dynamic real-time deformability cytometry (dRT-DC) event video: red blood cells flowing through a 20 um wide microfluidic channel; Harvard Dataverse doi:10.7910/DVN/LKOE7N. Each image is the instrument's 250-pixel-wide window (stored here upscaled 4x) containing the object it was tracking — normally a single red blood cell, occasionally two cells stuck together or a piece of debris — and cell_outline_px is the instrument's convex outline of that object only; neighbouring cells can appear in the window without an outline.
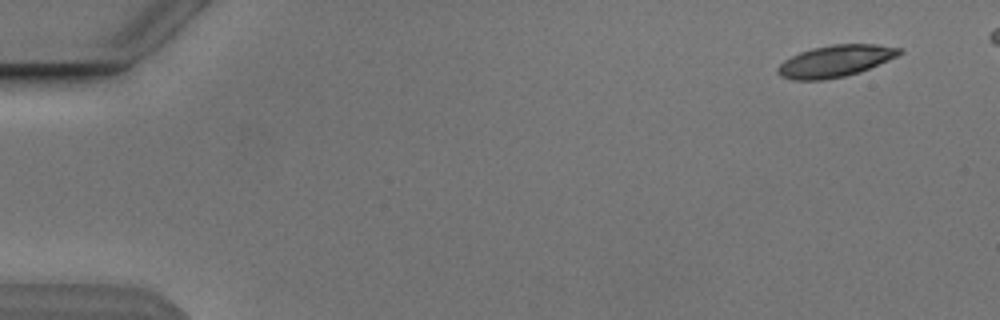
{"species": "Egyptian fruit bat (a non-hibernating species)", "species_latin": "Rousettus aegyptiacus", "temperature_condition": "cold", "stored_images_in_passage": 6, "camera_frame_rate_fps": 3000, "um_per_image_px": 0.085, "animal": {"sex": "male"}, "frame": {"image": 1, "passage_image": 1, "time_ms": 0.0, "image_size_px": [1000, 320], "cell_outline_px": [[904, 52], [888, 60], [860, 72], [844, 76], [824, 80], [792, 80], [780, 76], [776, 72], [776, 68], [784, 60], [800, 52], [812, 48], [832, 44], [876, 44], [900, 48]], "centroid_in_image_um": [70.97, 5.19], "position_along_channel_um": 14.0, "area_um2": 22.48}}